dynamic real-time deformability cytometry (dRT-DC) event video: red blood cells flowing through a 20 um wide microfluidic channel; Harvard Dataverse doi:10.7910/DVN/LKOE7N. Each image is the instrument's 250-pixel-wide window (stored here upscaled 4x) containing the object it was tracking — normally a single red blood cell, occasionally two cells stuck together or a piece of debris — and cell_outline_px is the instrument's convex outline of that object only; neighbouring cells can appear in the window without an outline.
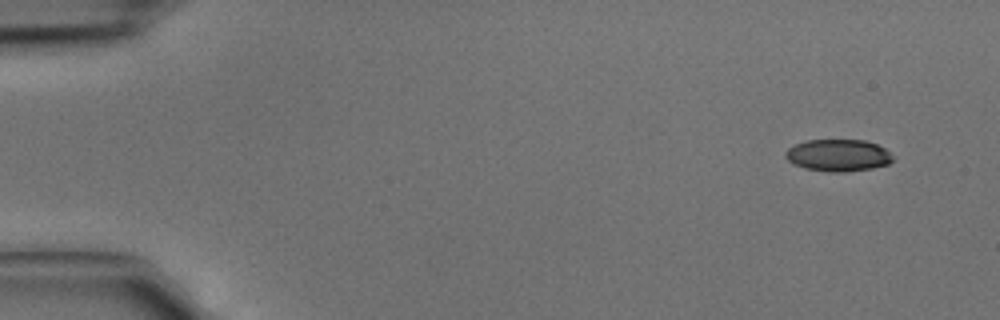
{"species": "common noctule bat (a hibernating species)", "species_latin": "Nyctalus noctula", "temperature_condition": "cold", "stored_images_in_passage": 5, "camera_frame_rate_fps": 3000, "um_per_image_px": 0.085, "animal": {"sex": "male", "body_mass_g": 15.6}, "frame": {"image": 1, "passage_image": 1, "time_ms": 0.0, "image_size_px": [1000, 320], "cell_outline_px": [[892, 160], [888, 164], [872, 168], [844, 172], [828, 172], [804, 168], [788, 160], [784, 156], [784, 152], [788, 148], [796, 144], [808, 140], [864, 140], [876, 144], [884, 148], [892, 156]], "centroid_in_image_um": [71.22, 13.2], "position_along_channel_um": 13.8, "area_um2": 19.88}}